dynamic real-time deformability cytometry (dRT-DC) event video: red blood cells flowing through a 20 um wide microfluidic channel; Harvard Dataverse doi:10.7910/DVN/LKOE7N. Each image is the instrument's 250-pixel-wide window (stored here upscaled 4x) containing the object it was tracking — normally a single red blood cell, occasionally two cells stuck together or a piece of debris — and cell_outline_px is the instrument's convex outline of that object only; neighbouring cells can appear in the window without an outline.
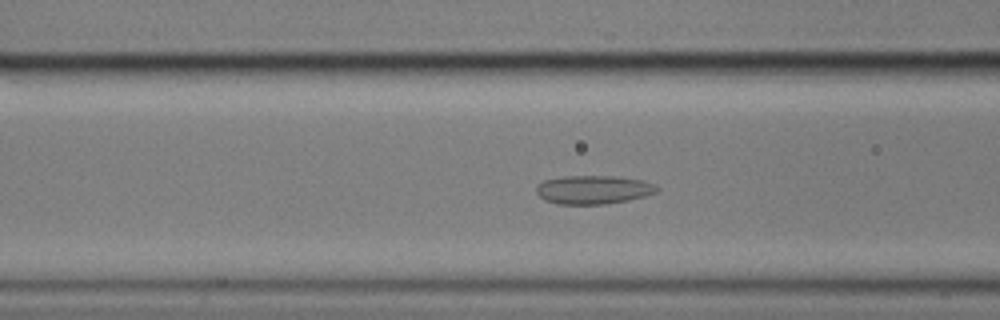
{"species": "common noctule bat (a hibernating species)", "species_latin": "Nyctalus noctula", "temperature_condition": "cold", "stored_images_in_passage": 60, "camera_frame_rate_fps": 3000, "um_per_image_px": 0.085, "animal": {"sex": "male", "body_mass_g": 17.9}, "frame": {"image": 1, "passage_image": 24, "time_ms": 7.667, "image_size_px": [1000, 320], "cell_outline_px": [[660, 188], [656, 192], [644, 196], [628, 200], [604, 204], [560, 204], [544, 200], [536, 192], [536, 184], [544, 180], [564, 176], [616, 176], [644, 180], [656, 184]], "centroid_in_image_um": [50.44, 16.11], "position_along_channel_um": 116.2, "area_um2": 20.23}}
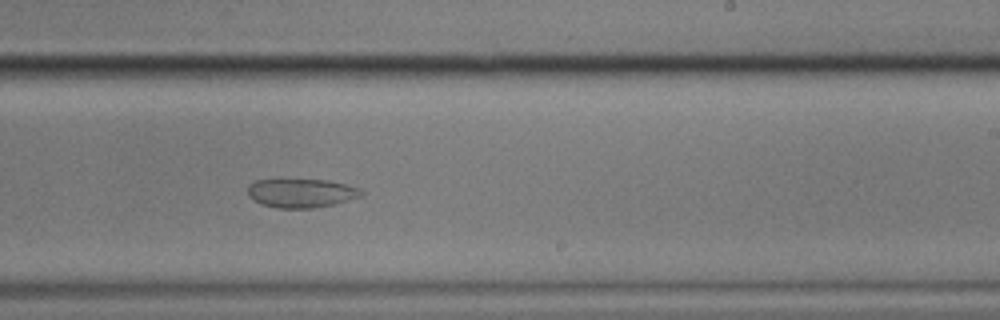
{"frame": {"image": 2, "passage_image": 37, "time_ms": 12.0, "image_size_px": [1000, 320], "cell_outline_px": [[364, 192], [360, 196], [332, 204], [312, 208], [276, 208], [260, 204], [248, 196], [248, 184], [256, 180], [328, 180], [360, 188]], "centroid_in_image_um": [25.56, 16.41], "position_along_channel_um": 263.4, "area_um2": 18.9}}
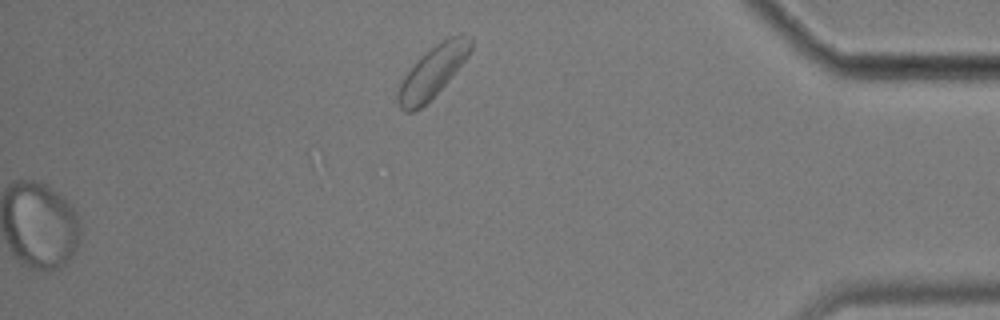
{"frame": {"image": 3, "passage_image": 60, "time_ms": 19.667, "image_size_px": [1000, 320], "cell_outline_px": [[472, 48], [468, 56], [448, 80], [420, 108], [412, 112], [404, 112], [400, 108], [396, 100], [396, 92], [404, 76], [436, 44], [460, 32], [472, 40]], "centroid_in_image_um": [36.76, 6.12], "position_along_channel_um": 398.4, "area_um2": 20.92}}